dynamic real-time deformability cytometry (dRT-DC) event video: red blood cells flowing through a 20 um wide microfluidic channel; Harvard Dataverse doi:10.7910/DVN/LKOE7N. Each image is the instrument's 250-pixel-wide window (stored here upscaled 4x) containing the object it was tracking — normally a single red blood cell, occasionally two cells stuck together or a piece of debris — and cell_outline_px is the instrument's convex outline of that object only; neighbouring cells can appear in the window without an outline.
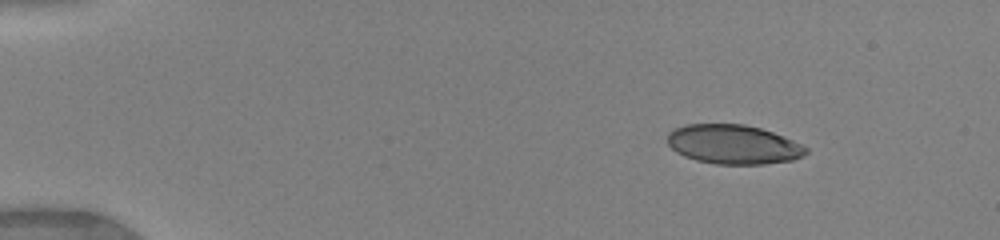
{"species": "human", "species_latin": "Homo sapiens", "temperature_condition": "warm", "stored_images_in_passage": 49, "camera_frame_rate_fps": 3000, "um_per_image_px": 0.085, "donor": {"sex": "female"}, "frame": {"image": 1, "passage_image": 1, "time_ms": 0.0, "image_size_px": [1000, 240], "cell_outline_px": [[808, 152], [804, 156], [792, 160], [764, 164], [716, 164], [696, 160], [684, 156], [676, 152], [668, 144], [668, 132], [676, 128], [688, 124], [744, 124], [760, 128], [772, 132], [792, 140], [808, 148]], "centroid_in_image_um": [62.33, 12.28], "position_along_channel_um": 22.7, "area_um2": 31.62}}
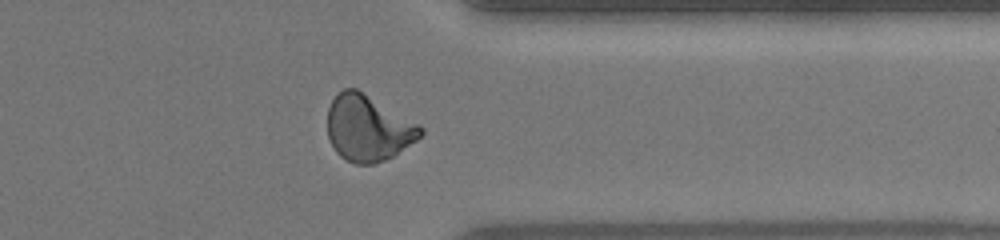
{"frame": {"image": 2, "passage_image": 40, "time_ms": 11.333, "image_size_px": [1000, 240], "cell_outline_px": [[424, 132], [416, 140], [392, 156], [384, 160], [372, 164], [356, 164], [340, 156], [336, 152], [328, 136], [328, 108], [336, 92], [344, 88], [356, 88], [420, 124], [424, 128]], "centroid_in_image_um": [31.28, 10.87], "position_along_channel_um": 380.1, "area_um2": 35.66}}
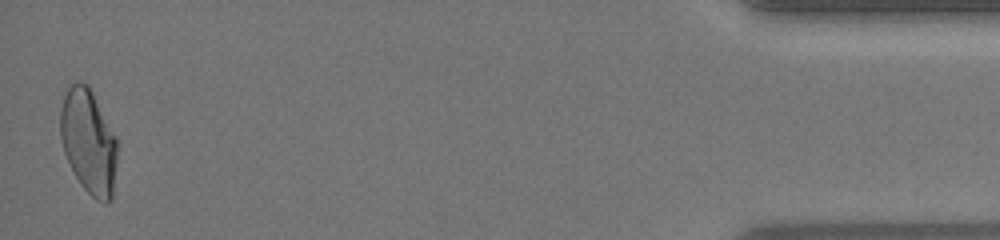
{"frame": {"image": 3, "passage_image": 49, "time_ms": 14.333, "image_size_px": [1000, 240], "cell_outline_px": [[116, 164], [112, 200], [104, 204], [96, 200], [84, 188], [76, 176], [64, 152], [60, 136], [60, 108], [64, 96], [68, 88], [76, 80], [80, 80], [88, 84], [116, 136]], "centroid_in_image_um": [7.52, 12.02], "position_along_channel_um": 427.7, "area_um2": 34.56}, "authors_computed_cell_mechanics": {"area_um2": 34.2754, "velocity_mm_per_s": 4.0653, "shape_relaxation_time_tau1_ms": 7.6097, "shape_relaxation_time_tau2_ms": 1.0819, "deformation_change_tau1": 0.2306, "deformation_change_tau2": 0.0735}}